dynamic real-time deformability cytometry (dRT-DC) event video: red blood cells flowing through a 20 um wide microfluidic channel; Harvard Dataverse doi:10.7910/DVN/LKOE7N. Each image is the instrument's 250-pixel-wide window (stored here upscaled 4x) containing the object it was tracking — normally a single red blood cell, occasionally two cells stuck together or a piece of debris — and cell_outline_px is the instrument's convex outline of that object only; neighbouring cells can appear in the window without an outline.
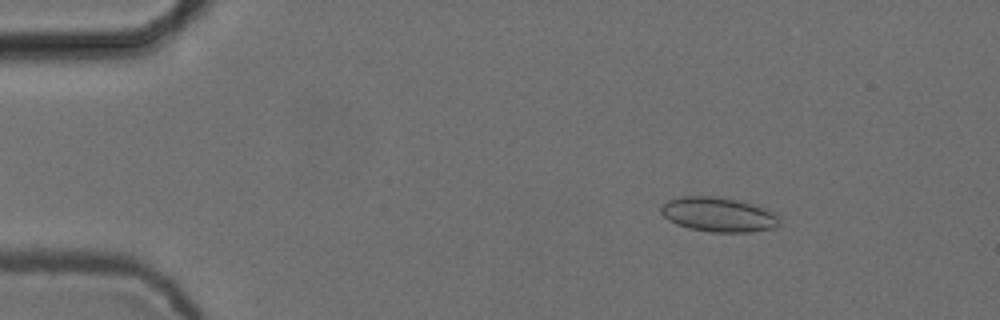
{"species": "common noctule bat (a hibernating species)", "species_latin": "Nyctalus noctula", "temperature_condition": "cold", "stored_images_in_passage": 4, "camera_frame_rate_fps": 3000, "um_per_image_px": 0.085, "animal": {"sex": "female", "body_mass_g": 24.6, "forearm_length_mm": 56.2}, "frame": {"image": 1, "passage_image": 2, "time_ms": 0.333, "image_size_px": [1000, 320], "cell_outline_px": [[780, 224], [776, 228], [748, 232], [712, 232], [688, 228], [676, 224], [668, 220], [660, 212], [660, 208], [668, 200], [684, 196], [712, 196], [760, 204], [768, 208], [780, 216]], "centroid_in_image_um": [61.14, 18.24], "position_along_channel_um": 23.9, "area_um2": 24.22}}